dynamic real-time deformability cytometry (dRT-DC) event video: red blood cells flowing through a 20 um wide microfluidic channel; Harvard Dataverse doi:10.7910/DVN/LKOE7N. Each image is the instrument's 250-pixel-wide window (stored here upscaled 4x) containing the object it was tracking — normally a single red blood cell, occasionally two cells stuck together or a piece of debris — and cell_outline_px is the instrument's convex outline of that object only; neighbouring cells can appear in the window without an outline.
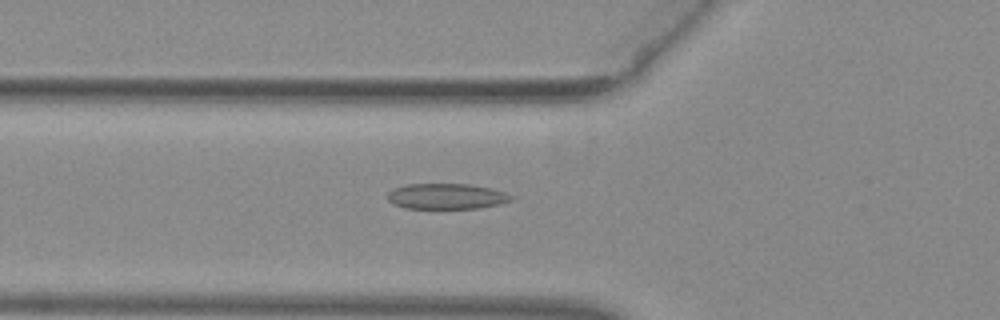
{"species": "common noctule bat (a hibernating species)", "species_latin": "Nyctalus noctula", "temperature_condition": "warm", "stored_images_in_passage": 51, "camera_frame_rate_fps": 3000, "um_per_image_px": 0.085, "animal": {"sex": "female", "body_mass_g": 29.2, "forearm_length_mm": 56.3}, "frame": {"image": 1, "passage_image": 18, "time_ms": 5.667, "image_size_px": [1000, 320], "cell_outline_px": [[516, 196], [512, 200], [500, 204], [480, 208], [404, 208], [392, 204], [388, 200], [388, 192], [392, 188], [408, 184], [468, 184], [492, 188]], "centroid_in_image_um": [37.96, 16.68], "position_along_channel_um": 87.8, "area_um2": 18.61}}
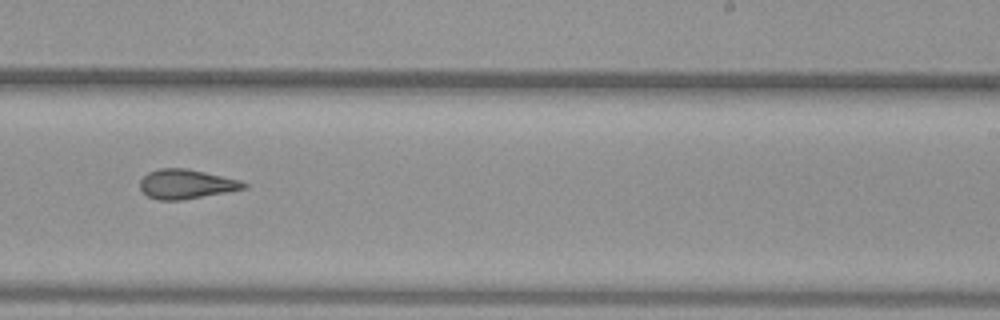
{"frame": {"image": 2, "passage_image": 32, "time_ms": 10.333, "image_size_px": [1000, 320], "cell_outline_px": [[248, 188], [180, 200], [156, 200], [148, 196], [140, 188], [140, 180], [148, 172], [160, 168], [184, 168], [204, 172], [240, 180], [248, 184]], "centroid_in_image_um": [15.82, 15.65], "position_along_channel_um": 273.2, "area_um2": 17.63}}
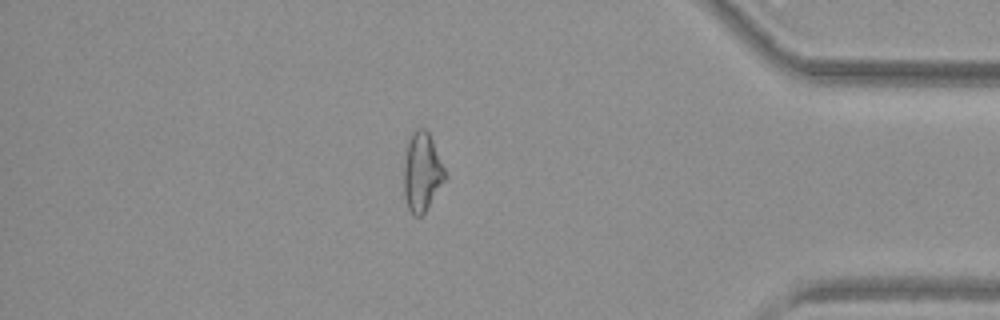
{"frame": {"image": 3, "passage_image": 44, "time_ms": 14.333, "image_size_px": [1000, 320], "cell_outline_px": [[448, 176], [424, 212], [420, 216], [416, 216], [408, 208], [404, 196], [404, 144], [408, 136], [416, 128], [424, 128], [428, 132], [432, 140]], "centroid_in_image_um": [35.84, 14.55], "position_along_channel_um": 399.4, "area_um2": 19.13}, "authors_computed_cell_mechanics": {"area_um2": 19.1318, "velocity_mm_per_s": 3.9591, "shape_relaxation_time_tau1_ms": null, "shape_relaxation_time_tau2_ms": 2.6105, "deformation_change_tau1": null, "deformation_change_tau2": 0.1161}}